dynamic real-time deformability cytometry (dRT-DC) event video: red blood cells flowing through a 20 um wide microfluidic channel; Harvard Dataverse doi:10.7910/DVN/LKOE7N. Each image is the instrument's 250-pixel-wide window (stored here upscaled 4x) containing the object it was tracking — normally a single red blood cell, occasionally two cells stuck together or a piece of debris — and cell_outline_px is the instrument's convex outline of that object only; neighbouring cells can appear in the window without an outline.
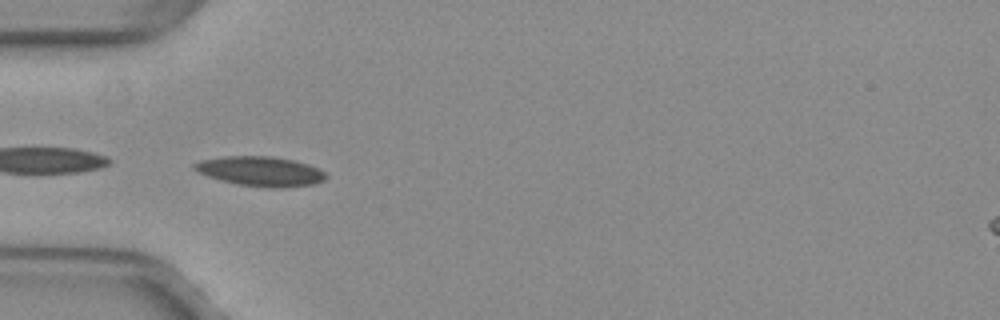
{"species": "common noctule bat (a hibernating species)", "species_latin": "Nyctalus noctula", "temperature_condition": "warm", "stored_images_in_passage": 51, "camera_frame_rate_fps": 3000, "um_per_image_px": 0.085, "animal": {"sex": "female", "body_mass_g": 29.2, "forearm_length_mm": 56.3}, "frame": {"image": 1, "passage_image": 16, "time_ms": 5.0, "image_size_px": [1000, 320], "cell_outline_px": [[328, 176], [324, 180], [316, 184], [284, 188], [268, 188], [236, 184], [220, 180], [208, 176], [192, 168], [192, 164], [200, 160], [224, 156], [272, 156], [292, 160], [308, 164], [324, 172]], "centroid_in_image_um": [22.14, 14.57], "position_along_channel_um": 62.9, "area_um2": 22.89}}
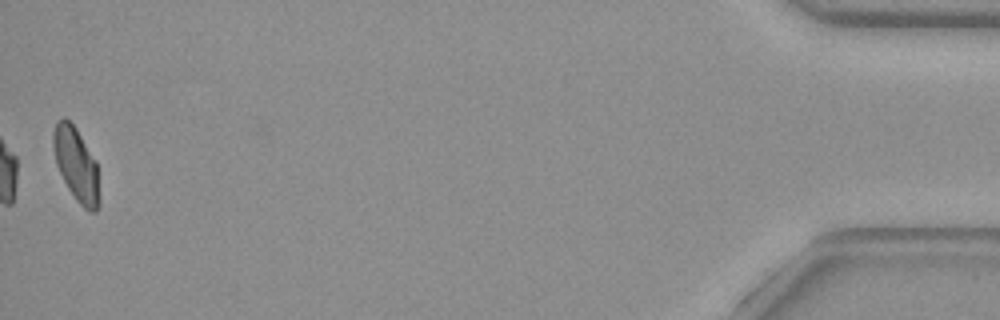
{"frame": {"image": 2, "passage_image": 51, "time_ms": 16.667, "image_size_px": [1000, 320], "cell_outline_px": [[100, 204], [96, 212], [92, 212], [84, 208], [76, 200], [68, 188], [56, 164], [52, 144], [52, 132], [56, 120], [64, 116], [76, 128], [96, 160], [100, 200]], "centroid_in_image_um": [6.47, 13.96], "position_along_channel_um": 428.7, "area_um2": 19.94}, "authors_computed_cell_mechanics": {"area_um2": 21.6172, "velocity_mm_per_s": 3.9813, "shape_relaxation_time_tau1_ms": 9.3532, "shape_relaxation_time_tau2_ms": 4.4301, "deformation_change_tau1": 0.1713, "deformation_change_tau2": 0.086}}